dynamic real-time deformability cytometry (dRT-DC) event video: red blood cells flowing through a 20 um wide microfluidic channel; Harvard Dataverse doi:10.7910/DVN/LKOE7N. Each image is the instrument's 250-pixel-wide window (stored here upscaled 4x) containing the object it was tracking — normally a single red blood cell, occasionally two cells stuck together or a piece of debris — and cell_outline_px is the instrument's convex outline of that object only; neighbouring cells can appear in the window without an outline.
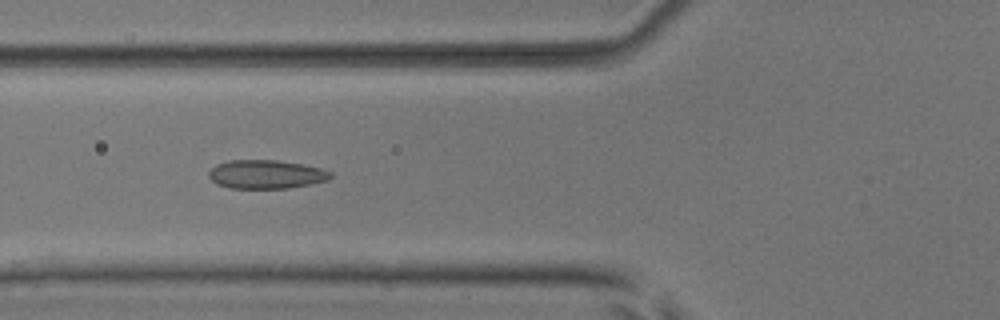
{"species": "common noctule bat (a hibernating species)", "species_latin": "Nyctalus noctula", "temperature_condition": "room temperature", "stored_images_in_passage": 37, "camera_frame_rate_fps": 3000, "um_per_image_px": 0.085, "animal": {"sex": "male", "body_mass_g": 17.9, "forearm_length_mm": 54.2}, "frame": {"image": 1, "passage_image": 5, "time_ms": 1.333, "image_size_px": [1000, 320], "cell_outline_px": [[332, 176], [328, 180], [312, 184], [288, 188], [228, 188], [216, 184], [208, 176], [208, 172], [216, 164], [228, 160], [276, 160], [300, 164], [320, 168], [332, 172]], "centroid_in_image_um": [22.6, 14.82], "position_along_channel_um": 103.2, "area_um2": 20.4}}
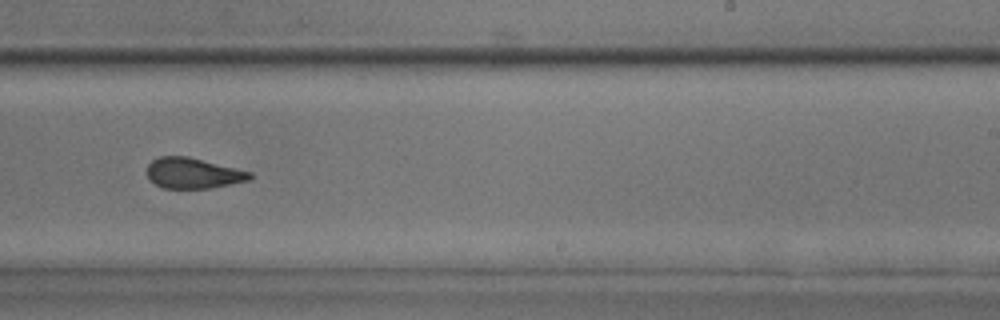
{"frame": {"image": 2, "passage_image": 18, "time_ms": 5.667, "image_size_px": [1000, 320], "cell_outline_px": [[252, 180], [212, 188], [164, 188], [156, 184], [148, 176], [148, 164], [152, 160], [160, 156], [188, 156], [252, 172]], "centroid_in_image_um": [16.46, 14.72], "position_along_channel_um": 272.5, "area_um2": 18.32}}
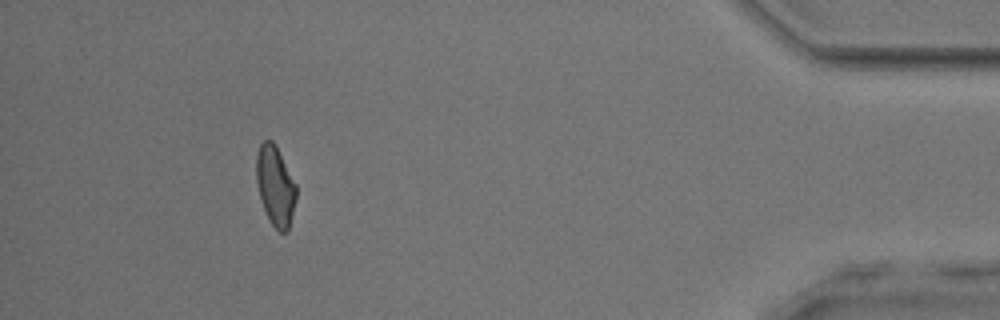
{"frame": {"image": 3, "passage_image": 33, "time_ms": 10.667, "image_size_px": [1000, 320], "cell_outline_px": [[296, 200], [288, 232], [280, 232], [272, 224], [260, 200], [256, 180], [256, 156], [260, 144], [264, 140], [272, 140], [276, 144], [296, 184]], "centroid_in_image_um": [23.4, 15.77], "position_along_channel_um": 411.8, "area_um2": 18.61}, "authors_computed_cell_mechanics": {"area_um2": 18.9006, "velocity_mm_per_s": 3.9163, "shape_relaxation_time_tau1_ms": null, "shape_relaxation_time_tau2_ms": 1.9243, "deformation_change_tau1": null, "deformation_change_tau2": 0.0839}}